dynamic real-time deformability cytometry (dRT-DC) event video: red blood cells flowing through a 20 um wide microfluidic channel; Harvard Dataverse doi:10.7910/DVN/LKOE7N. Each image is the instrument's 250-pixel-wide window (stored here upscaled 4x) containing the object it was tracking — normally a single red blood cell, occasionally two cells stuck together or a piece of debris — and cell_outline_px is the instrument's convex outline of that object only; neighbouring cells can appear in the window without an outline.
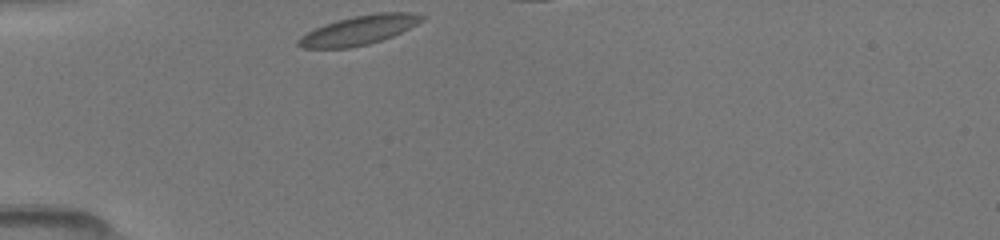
{"species": "common noctule bat (a hibernating species)", "species_latin": "Nyctalus noctula", "temperature_condition": "room temperature", "stored_images_in_passage": 3, "camera_frame_rate_fps": 3000, "um_per_image_px": 0.085, "animal": {"sex": "female", "body_mass_g": 19.5, "forearm_length_mm": 54.1}, "frame": {"image": 1, "passage_image": 1, "time_ms": 0.0, "image_size_px": [1000, 240], "cell_outline_px": [[428, 16], [424, 20], [392, 36], [368, 44], [348, 48], [300, 48], [296, 44], [296, 40], [300, 36], [324, 24], [336, 20], [352, 16], [376, 12], [412, 12]], "centroid_in_image_um": [30.51, 2.55], "position_along_channel_um": 54.5, "area_um2": 21.1}}